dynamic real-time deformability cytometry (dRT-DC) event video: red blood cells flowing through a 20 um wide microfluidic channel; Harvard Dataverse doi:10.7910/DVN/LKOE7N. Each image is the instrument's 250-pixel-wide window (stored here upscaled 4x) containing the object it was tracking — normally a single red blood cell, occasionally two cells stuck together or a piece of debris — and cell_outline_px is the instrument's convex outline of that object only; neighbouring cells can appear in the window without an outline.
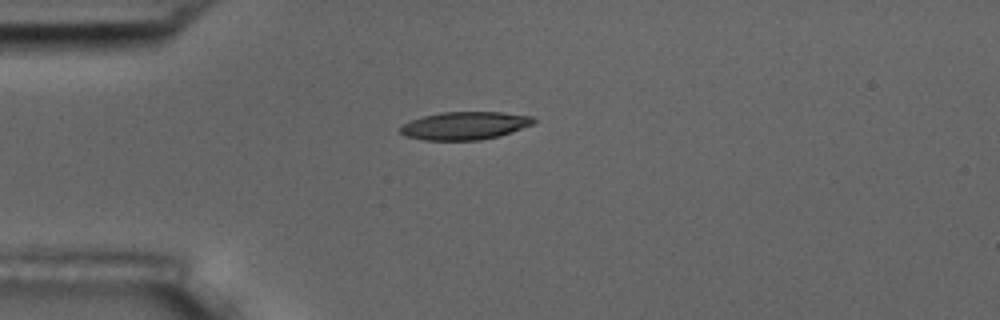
{"species": "common noctule bat (a hibernating species)", "species_latin": "Nyctalus noctula", "temperature_condition": "room temperature", "stored_images_in_passage": 2, "camera_frame_rate_fps": 3000, "um_per_image_px": 0.085, "animal": {"sex": "male", "body_mass_g": 17.5, "forearm_length_mm": 52.3}, "frame": {"image": 1, "passage_image": 1, "time_ms": 0.0, "image_size_px": [1000, 320], "cell_outline_px": [[536, 120], [532, 124], [512, 132], [500, 136], [480, 140], [424, 140], [404, 136], [400, 132], [400, 128], [404, 124], [412, 120], [424, 116], [440, 112], [500, 112], [532, 116]], "centroid_in_image_um": [39.51, 10.68], "position_along_channel_um": 45.5, "area_um2": 21.62}}